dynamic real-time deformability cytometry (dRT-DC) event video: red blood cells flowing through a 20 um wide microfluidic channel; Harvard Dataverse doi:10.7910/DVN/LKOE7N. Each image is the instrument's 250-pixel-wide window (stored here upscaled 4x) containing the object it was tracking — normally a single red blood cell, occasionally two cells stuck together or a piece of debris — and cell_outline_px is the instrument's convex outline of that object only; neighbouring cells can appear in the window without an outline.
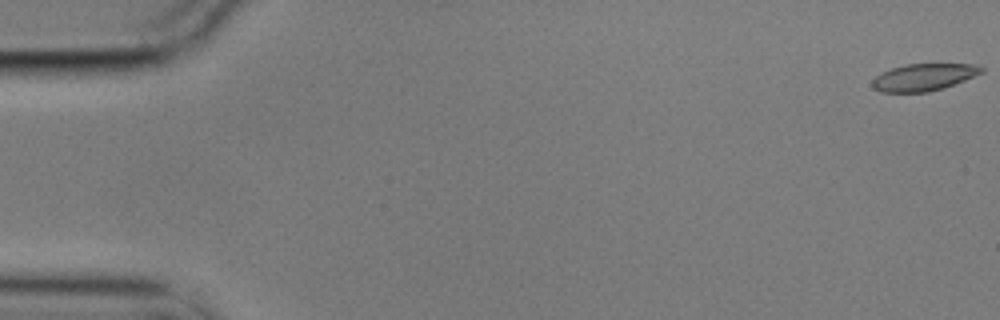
{"species": "common noctule bat (a hibernating species)", "species_latin": "Nyctalus noctula", "temperature_condition": "cold", "stored_images_in_passage": 57, "camera_frame_rate_fps": 3000, "um_per_image_px": 0.085, "animal": {"sex": "male", "body_mass_g": 17.9}, "frame": {"image": 1, "passage_image": 1, "time_ms": 0.0, "image_size_px": [1000, 320], "cell_outline_px": [[984, 72], [944, 88], [928, 92], [880, 92], [872, 88], [872, 80], [876, 76], [892, 68], [908, 64], [972, 64], [984, 68]], "centroid_in_image_um": [78.51, 6.57], "position_along_channel_um": 6.5, "area_um2": 17.11}}
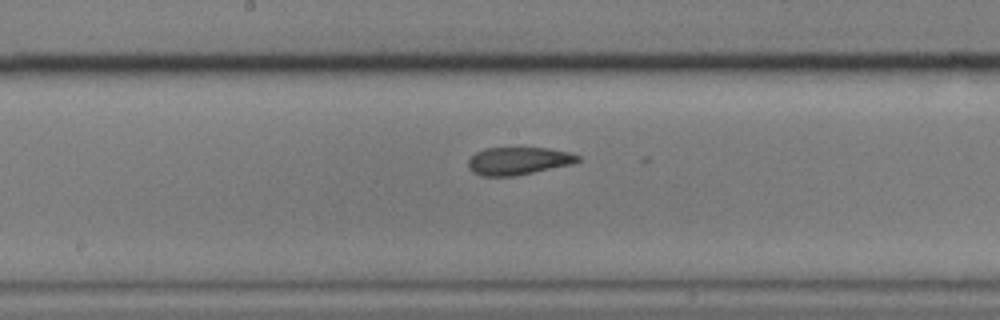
{"frame": {"image": 2, "passage_image": 30, "time_ms": 9.667, "image_size_px": [1000, 320], "cell_outline_px": [[580, 160], [572, 164], [512, 176], [480, 176], [472, 172], [468, 168], [468, 160], [476, 152], [484, 148], [548, 148], [568, 152], [580, 156]], "centroid_in_image_um": [44.02, 13.67], "position_along_channel_um": 204.2, "area_um2": 17.57}}
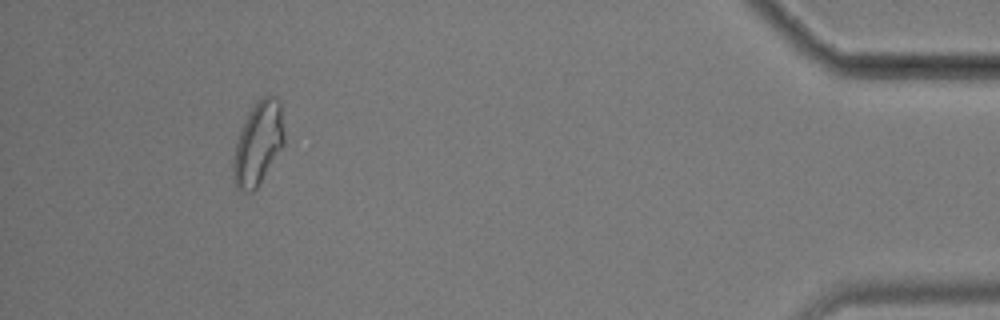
{"frame": {"image": 3, "passage_image": 53, "time_ms": 17.333, "image_size_px": [1000, 320], "cell_outline_px": [[284, 144], [256, 188], [252, 192], [248, 192], [236, 188], [232, 176], [232, 164], [236, 144], [244, 120], [248, 112], [256, 100], [264, 96], [276, 96], [280, 100], [284, 132]], "centroid_in_image_um": [21.93, 12.16], "position_along_channel_um": 413.3, "area_um2": 24.62}, "authors_computed_cell_mechanics": {"area_um2": 19.074, "velocity_mm_per_s": 3.5347, "shape_relaxation_time_tau1_ms": null, "shape_relaxation_time_tau2_ms": 3.0678, "deformation_change_tau1": null, "deformation_change_tau2": 0.0964}}